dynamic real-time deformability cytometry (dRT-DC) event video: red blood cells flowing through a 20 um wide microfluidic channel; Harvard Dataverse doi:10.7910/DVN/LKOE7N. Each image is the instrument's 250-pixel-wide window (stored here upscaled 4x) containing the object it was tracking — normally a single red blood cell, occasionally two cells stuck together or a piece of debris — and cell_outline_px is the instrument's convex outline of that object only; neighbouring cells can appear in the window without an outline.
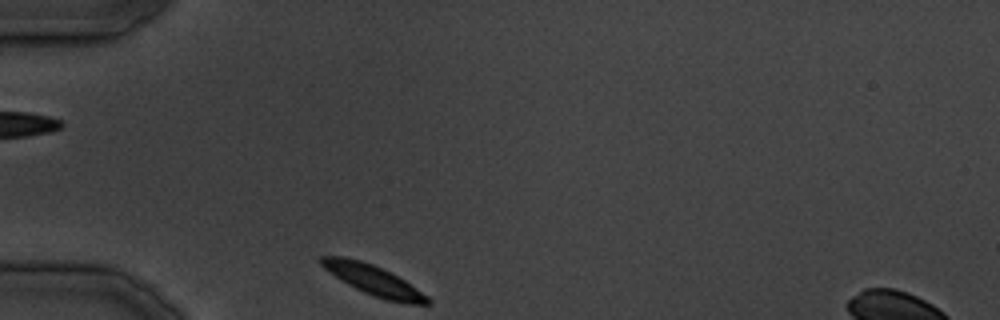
{"species": "common noctule bat (a hibernating species)", "species_latin": "Nyctalus noctula", "temperature_condition": "cold", "stored_images_in_passage": 25, "camera_frame_rate_fps": 3000, "um_per_image_px": 0.085, "animal": {"sex": "male", "body_mass_g": 19.5, "forearm_length_mm": 54.6}, "frame": {"image": 1, "passage_image": 1, "time_ms": 0.0, "image_size_px": [1000, 320], "cell_outline_px": [[432, 304], [404, 304], [384, 300], [364, 292], [340, 280], [324, 268], [320, 264], [320, 256], [344, 256], [360, 260], [372, 264], [404, 280], [428, 296], [432, 300]], "centroid_in_image_um": [31.75, 23.84], "position_along_channel_um": 53.2, "area_um2": 18.5}}
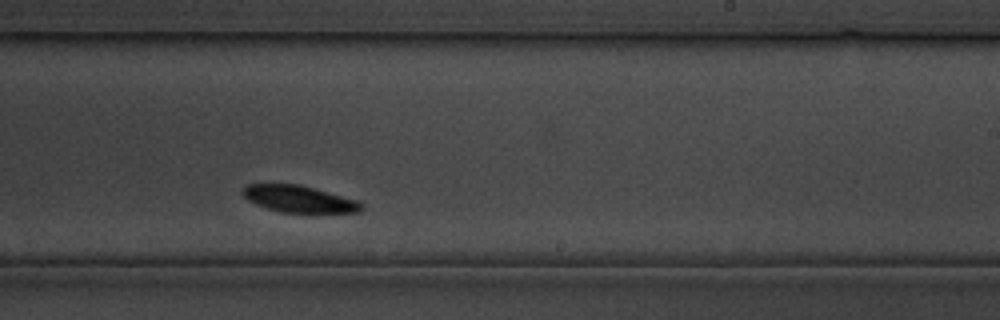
{"frame": {"image": 2, "passage_image": 15, "time_ms": 16.667, "image_size_px": [1000, 320], "cell_outline_px": [[364, 208], [360, 212], [280, 212], [256, 204], [248, 200], [240, 192], [244, 184], [264, 180], [300, 184], [360, 200], [364, 204]], "centroid_in_image_um": [25.34, 16.84], "position_along_channel_um": 263.7, "area_um2": 19.54}}
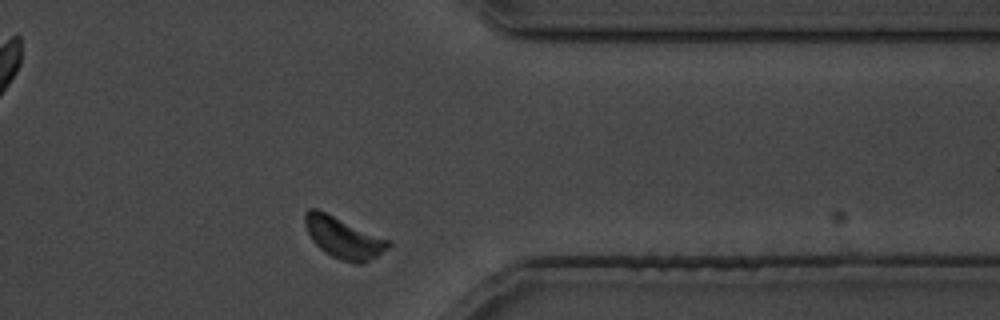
{"frame": {"image": 3, "passage_image": 22, "time_ms": 25.667, "image_size_px": [1000, 320], "cell_outline_px": [[392, 244], [388, 248], [376, 256], [360, 264], [356, 264], [340, 260], [324, 252], [312, 240], [304, 224], [304, 212], [308, 208], [316, 208], [392, 240]], "centroid_in_image_um": [29.2, 20.19], "position_along_channel_um": 382.2, "area_um2": 20.17}}